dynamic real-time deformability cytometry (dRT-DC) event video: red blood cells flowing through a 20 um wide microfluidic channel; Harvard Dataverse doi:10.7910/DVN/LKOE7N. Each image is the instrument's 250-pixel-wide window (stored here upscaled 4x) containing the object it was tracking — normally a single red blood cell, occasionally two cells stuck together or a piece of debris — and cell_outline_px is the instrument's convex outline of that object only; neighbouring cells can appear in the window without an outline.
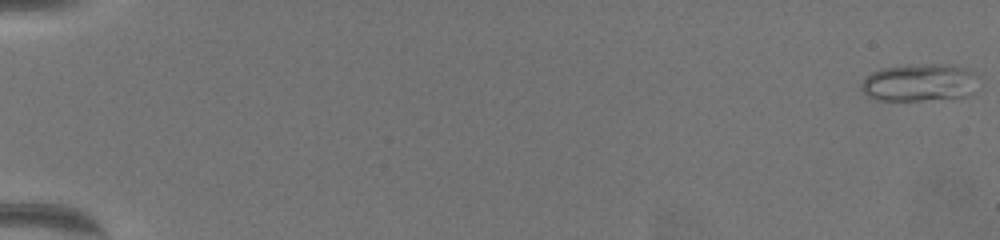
{"species": "common noctule bat (a hibernating species)", "species_latin": "Nyctalus noctula", "temperature_condition": "warm", "stored_images_in_passage": 64, "camera_frame_rate_fps": 3000, "um_per_image_px": 0.085, "animal": {"sex": "female", "body_mass_g": 19.5, "forearm_length_mm": 54.1}, "frame": {"image": 1, "passage_image": 1, "time_ms": 0.0, "image_size_px": [1000, 240], "cell_outline_px": [[972, 96], [920, 100], [876, 100], [868, 96], [860, 88], [860, 84], [864, 76], [880, 68], [916, 64], [948, 64], [968, 68], [972, 72]], "centroid_in_image_um": [78.05, 7.01], "position_along_channel_um": 6.9, "area_um2": 25.43}}
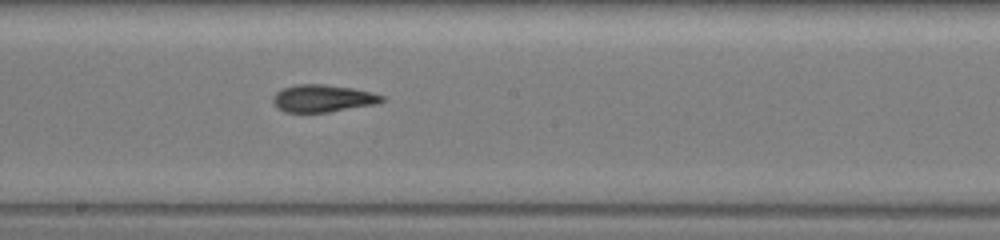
{"frame": {"image": 2, "passage_image": 38, "time_ms": 12.333, "image_size_px": [1000, 240], "cell_outline_px": [[384, 100], [376, 104], [328, 112], [284, 112], [276, 108], [272, 104], [272, 96], [276, 92], [284, 88], [296, 84], [324, 84], [352, 88], [372, 92], [384, 96]], "centroid_in_image_um": [27.39, 8.36], "position_along_channel_um": 220.8, "area_um2": 17.46}}
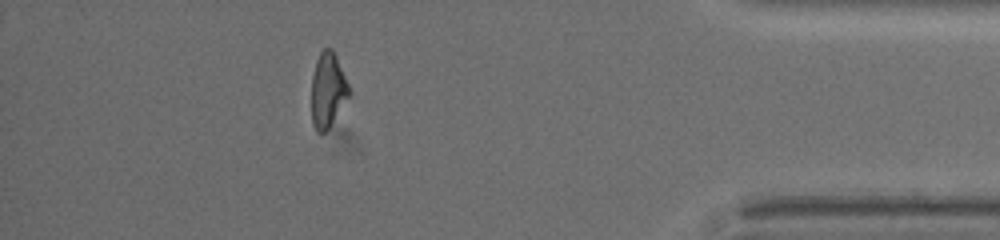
{"frame": {"image": 3, "passage_image": 58, "time_ms": 19.0, "image_size_px": [1000, 240], "cell_outline_px": [[352, 92], [328, 128], [324, 132], [316, 132], [312, 124], [312, 76], [316, 60], [320, 52], [324, 48], [332, 48], [336, 56]], "centroid_in_image_um": [27.87, 7.64], "position_along_channel_um": 407.3, "area_um2": 16.3}, "authors_computed_cell_mechanics": {"area_um2": 17.2822, "velocity_mm_per_s": 3.3665, "shape_relaxation_time_tau1_ms": 8.7085, "shape_relaxation_time_tau2_ms": 3.313, "deformation_change_tau1": 0.2578, "deformation_change_tau2": 0.12}}